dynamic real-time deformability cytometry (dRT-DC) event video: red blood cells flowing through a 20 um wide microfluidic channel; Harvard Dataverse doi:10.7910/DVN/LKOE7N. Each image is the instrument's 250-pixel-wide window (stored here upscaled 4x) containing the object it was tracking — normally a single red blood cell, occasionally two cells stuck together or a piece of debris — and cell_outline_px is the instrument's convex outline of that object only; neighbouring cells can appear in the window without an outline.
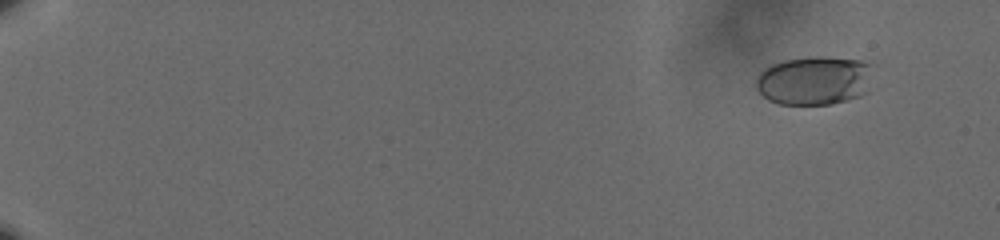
{"species": "human", "species_latin": "Homo sapiens", "temperature_condition": "cold", "stored_images_in_passage": 63, "camera_frame_rate_fps": 3000, "um_per_image_px": 0.085, "donor": {"sex": "male"}, "frame": {"image": 1, "passage_image": 7, "time_ms": 2.0, "image_size_px": [1000, 240], "cell_outline_px": [[876, 64], [868, 92], [860, 96], [848, 100], [832, 104], [780, 104], [768, 100], [756, 88], [756, 76], [764, 68], [772, 64], [784, 60], [808, 56], [824, 56], [864, 60]], "centroid_in_image_um": [69.3, 6.82], "position_along_channel_um": 15.7, "area_um2": 34.28}}
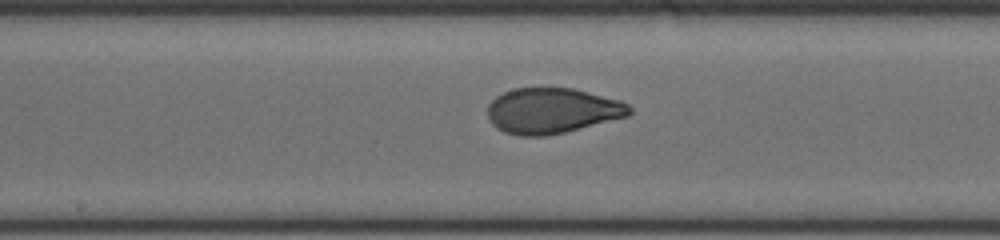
{"frame": {"image": 2, "passage_image": 38, "time_ms": 12.333, "image_size_px": [1000, 240], "cell_outline_px": [[632, 112], [628, 116], [564, 132], [544, 136], [520, 136], [504, 132], [496, 128], [492, 124], [488, 116], [488, 104], [496, 96], [512, 88], [572, 88], [620, 100], [628, 104], [632, 108]], "centroid_in_image_um": [46.91, 9.41], "position_along_channel_um": 201.3, "area_um2": 37.57}}
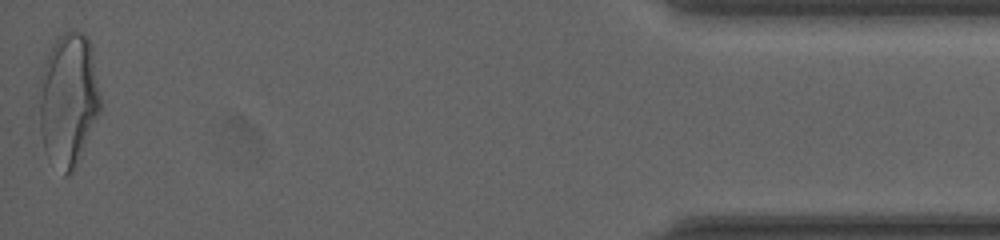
{"frame": {"image": 3, "passage_image": 63, "time_ms": 20.667, "image_size_px": [1000, 240], "cell_outline_px": [[100, 112], [76, 168], [68, 176], [64, 176], [44, 148], [40, 128], [40, 96], [48, 52], [52, 44], [64, 32], [84, 32], [92, 48], [100, 96]], "centroid_in_image_um": [5.86, 8.5], "position_along_channel_um": 429.3, "area_um2": 46.64}, "authors_computed_cell_mechanics": {"area_um2": 37.3966, "velocity_mm_per_s": 3.5855, "shape_relaxation_time_tau1_ms": 4.9142, "shape_relaxation_time_tau2_ms": 0.8057, "deformation_change_tau1": 0.1753, "deformation_change_tau2": 0.0481}}